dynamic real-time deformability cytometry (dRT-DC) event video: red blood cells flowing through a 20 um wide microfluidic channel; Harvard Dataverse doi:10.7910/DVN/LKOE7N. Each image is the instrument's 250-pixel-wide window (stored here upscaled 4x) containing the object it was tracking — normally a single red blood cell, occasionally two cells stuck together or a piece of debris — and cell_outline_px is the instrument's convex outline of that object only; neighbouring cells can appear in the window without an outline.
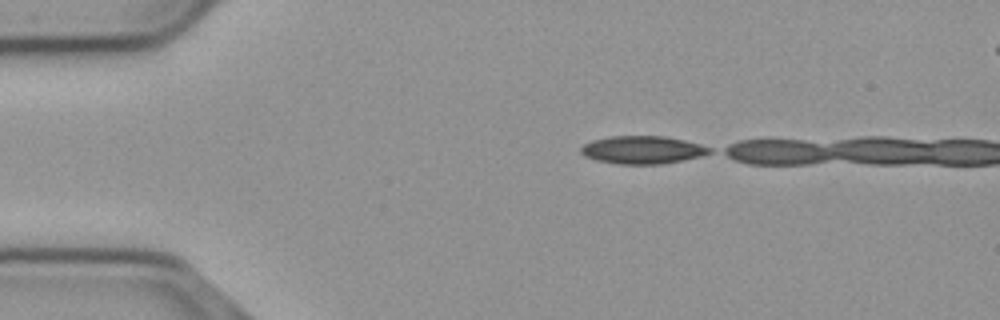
{"species": "common noctule bat (a hibernating species)", "species_latin": "Nyctalus noctula", "temperature_condition": "cold", "stored_images_in_passage": 3, "camera_frame_rate_fps": 3000, "um_per_image_px": 0.085, "animal": {"sex": "male", "body_mass_g": 23.1, "forearm_length_mm": 52.7}, "frame": {"image": 1, "passage_image": 1, "time_ms": 0.0, "image_size_px": [1000, 320], "cell_outline_px": [[712, 152], [700, 156], [684, 160], [664, 164], [616, 164], [596, 160], [584, 156], [580, 152], [580, 148], [584, 144], [592, 140], [608, 136], [664, 136], [684, 140], [700, 144], [712, 148]], "centroid_in_image_um": [54.6, 12.74], "position_along_channel_um": 30.4, "area_um2": 21.04}}